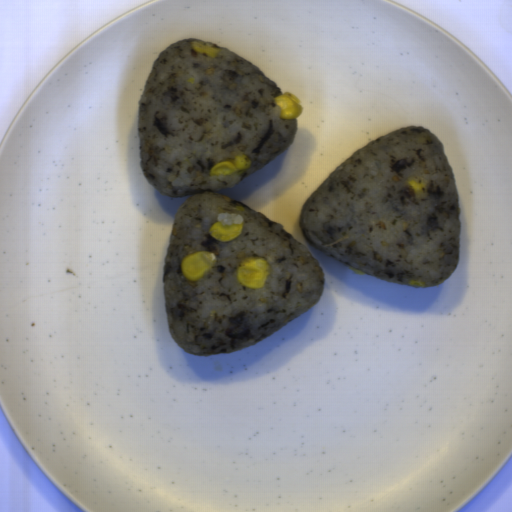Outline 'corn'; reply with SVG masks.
Instances as JSON below:
<instances>
[{
    "instance_id": "30e3d8cc",
    "label": "corn",
    "mask_w": 512,
    "mask_h": 512,
    "mask_svg": "<svg viewBox=\"0 0 512 512\" xmlns=\"http://www.w3.org/2000/svg\"><path fill=\"white\" fill-rule=\"evenodd\" d=\"M407 182H408L409 186L412 187L415 196L422 191H426V186H425L424 182H417L414 179L412 181H407Z\"/></svg>"
},
{
    "instance_id": "42891da5",
    "label": "corn",
    "mask_w": 512,
    "mask_h": 512,
    "mask_svg": "<svg viewBox=\"0 0 512 512\" xmlns=\"http://www.w3.org/2000/svg\"><path fill=\"white\" fill-rule=\"evenodd\" d=\"M349 269L352 270L353 272L357 273V274H365L364 272H362V271H360V270H358V269H356V268H354L352 266Z\"/></svg>"
},
{
    "instance_id": "2b8c4276",
    "label": "corn",
    "mask_w": 512,
    "mask_h": 512,
    "mask_svg": "<svg viewBox=\"0 0 512 512\" xmlns=\"http://www.w3.org/2000/svg\"><path fill=\"white\" fill-rule=\"evenodd\" d=\"M243 222L240 224H231L230 226H223L220 222L211 225L208 233L210 237L221 242H228L235 240L242 234Z\"/></svg>"
},
{
    "instance_id": "79e197a2",
    "label": "corn",
    "mask_w": 512,
    "mask_h": 512,
    "mask_svg": "<svg viewBox=\"0 0 512 512\" xmlns=\"http://www.w3.org/2000/svg\"><path fill=\"white\" fill-rule=\"evenodd\" d=\"M190 46L192 50L197 51L199 54L207 55L211 58L218 57L223 48L217 47L209 42L201 40H191Z\"/></svg>"
},
{
    "instance_id": "51d56268",
    "label": "corn",
    "mask_w": 512,
    "mask_h": 512,
    "mask_svg": "<svg viewBox=\"0 0 512 512\" xmlns=\"http://www.w3.org/2000/svg\"><path fill=\"white\" fill-rule=\"evenodd\" d=\"M271 265L260 256L245 259L237 267L236 280L238 283L251 289H264Z\"/></svg>"
},
{
    "instance_id": "cfcad685",
    "label": "corn",
    "mask_w": 512,
    "mask_h": 512,
    "mask_svg": "<svg viewBox=\"0 0 512 512\" xmlns=\"http://www.w3.org/2000/svg\"><path fill=\"white\" fill-rule=\"evenodd\" d=\"M274 103L281 107L280 119L294 120L304 112L301 99L289 91H285L282 95L273 98Z\"/></svg>"
},
{
    "instance_id": "5cfa1b94",
    "label": "corn",
    "mask_w": 512,
    "mask_h": 512,
    "mask_svg": "<svg viewBox=\"0 0 512 512\" xmlns=\"http://www.w3.org/2000/svg\"><path fill=\"white\" fill-rule=\"evenodd\" d=\"M251 165L252 161L248 156L245 154H238L233 158L224 159L213 164L209 169V175L230 176L234 173L241 175L243 172L247 171Z\"/></svg>"
},
{
    "instance_id": "f1292c28",
    "label": "corn",
    "mask_w": 512,
    "mask_h": 512,
    "mask_svg": "<svg viewBox=\"0 0 512 512\" xmlns=\"http://www.w3.org/2000/svg\"><path fill=\"white\" fill-rule=\"evenodd\" d=\"M218 264L216 254L206 251H196L183 258L180 274L185 282L195 283Z\"/></svg>"
},
{
    "instance_id": "6a14855c",
    "label": "corn",
    "mask_w": 512,
    "mask_h": 512,
    "mask_svg": "<svg viewBox=\"0 0 512 512\" xmlns=\"http://www.w3.org/2000/svg\"><path fill=\"white\" fill-rule=\"evenodd\" d=\"M408 285H413V286H417V287H421V288L426 287V283L424 281L411 280V281H408Z\"/></svg>"
}]
</instances>
